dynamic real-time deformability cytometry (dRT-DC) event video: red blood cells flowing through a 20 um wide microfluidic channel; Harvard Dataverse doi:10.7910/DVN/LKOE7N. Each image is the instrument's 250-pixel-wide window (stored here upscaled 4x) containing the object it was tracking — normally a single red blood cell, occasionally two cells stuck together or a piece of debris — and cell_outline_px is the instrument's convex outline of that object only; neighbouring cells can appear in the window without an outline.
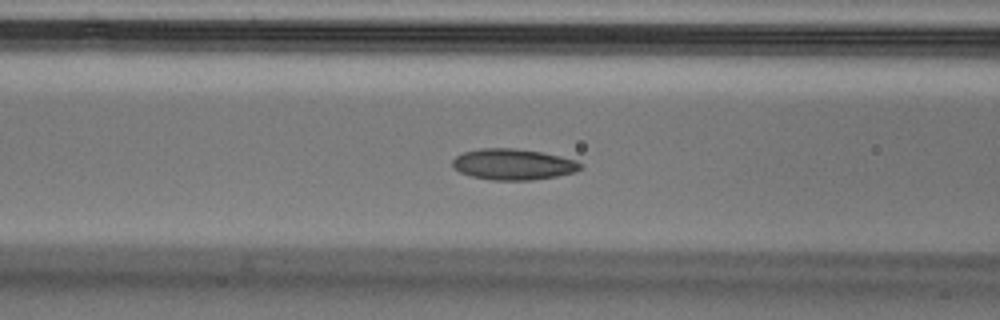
{"species": "Egyptian fruit bat (a non-hibernating species)", "species_latin": "Rousettus aegyptiacus", "temperature_condition": "cold", "stored_images_in_passage": 40, "camera_frame_rate_fps": 3000, "um_per_image_px": 0.085, "animal": {"sex": "male"}, "frame": {"image": 1, "passage_image": 7, "time_ms": 2.0, "image_size_px": [1000, 320], "cell_outline_px": [[584, 164], [580, 168], [572, 172], [556, 176], [532, 180], [492, 180], [472, 176], [460, 172], [452, 168], [452, 160], [456, 156], [464, 152], [480, 148], [512, 148], [540, 152], [560, 156], [576, 160]], "centroid_in_image_um": [43.59, 13.97], "position_along_channel_um": 123.0, "area_um2": 23.0}}
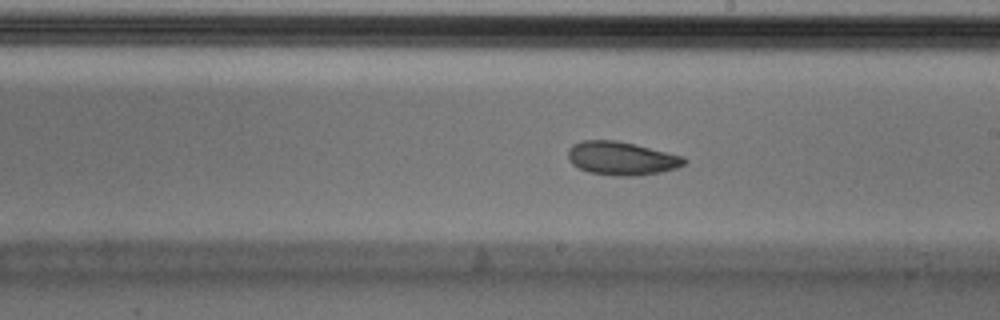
{"frame": {"image": 2, "passage_image": 16, "time_ms": 5.0, "image_size_px": [1000, 320], "cell_outline_px": [[688, 160], [684, 164], [676, 168], [660, 172], [640, 176], [612, 176], [588, 172], [572, 164], [568, 160], [568, 148], [572, 144], [580, 140], [616, 140], [684, 156]], "centroid_in_image_um": [52.81, 13.46], "position_along_channel_um": 236.2, "area_um2": 22.83}}
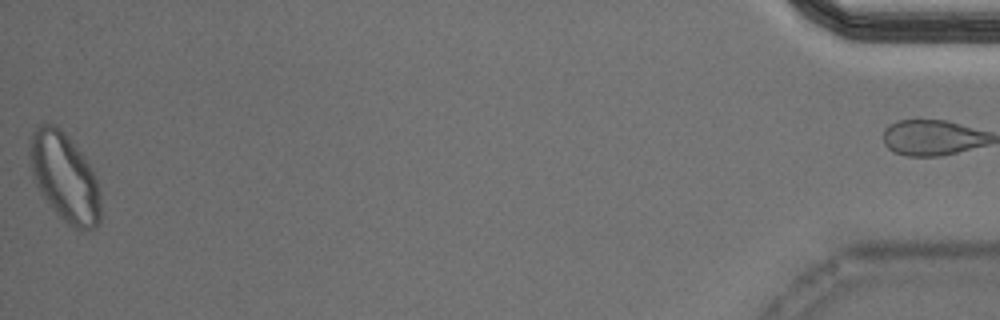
{"frame": {"image": 3, "passage_image": 39, "time_ms": 12.667, "image_size_px": [1000, 320], "cell_outline_px": [[100, 220], [96, 228], [80, 232], [72, 228], [56, 212], [40, 192], [36, 184], [32, 172], [28, 156], [28, 144], [32, 132], [36, 124], [44, 120], [60, 128], [68, 136], [80, 152], [88, 164], [96, 180], [100, 192]], "centroid_in_image_um": [5.46, 15.04], "position_along_channel_um": 429.7, "area_um2": 36.82}, "authors_computed_cell_mechanics": {"area_um2": 23.0911, "velocity_mm_per_s": 3.7752, "shape_relaxation_time_tau1_ms": 6.2493, "shape_relaxation_time_tau2_ms": 6.3806, "deformation_change_tau1": 0.1387, "deformation_change_tau2": 0.0927}}